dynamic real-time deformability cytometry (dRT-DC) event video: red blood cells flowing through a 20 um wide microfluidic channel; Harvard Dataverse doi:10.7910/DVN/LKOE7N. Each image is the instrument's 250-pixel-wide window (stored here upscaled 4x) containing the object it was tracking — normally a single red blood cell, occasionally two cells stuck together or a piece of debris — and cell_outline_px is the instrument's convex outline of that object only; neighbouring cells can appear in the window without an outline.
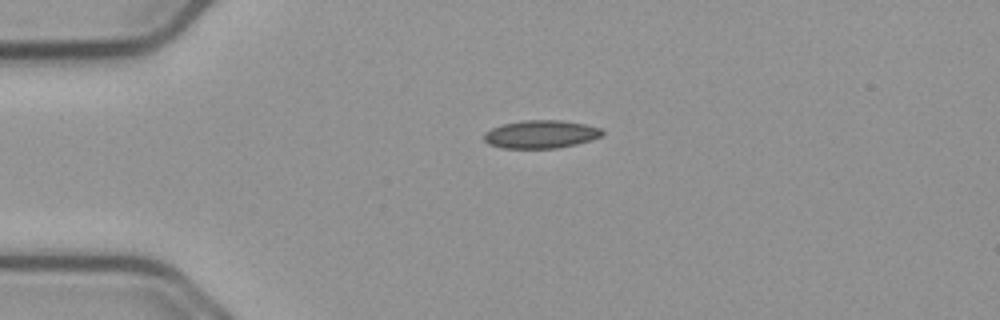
{"species": "common noctule bat (a hibernating species)", "species_latin": "Nyctalus noctula", "temperature_condition": "cold", "stored_images_in_passage": 43, "camera_frame_rate_fps": 3000, "um_per_image_px": 0.085, "animal": {"sex": "male", "body_mass_g": 23.1, "forearm_length_mm": 52.7}, "frame": {"image": 1, "passage_image": 1, "time_ms": 0.0, "image_size_px": [1000, 320], "cell_outline_px": [[604, 132], [600, 136], [592, 140], [576, 144], [556, 148], [504, 148], [488, 144], [484, 140], [484, 132], [492, 128], [504, 124], [524, 120], [560, 120], [584, 124], [600, 128]], "centroid_in_image_um": [45.96, 11.41], "position_along_channel_um": 39.0, "area_um2": 19.19}}
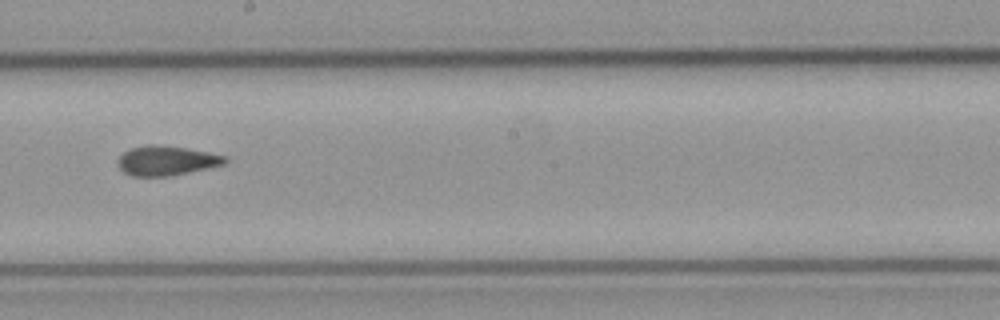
{"frame": {"image": 2, "passage_image": 19, "time_ms": 6.0, "image_size_px": [1000, 320], "cell_outline_px": [[228, 160], [224, 164], [208, 168], [168, 176], [132, 176], [124, 172], [116, 164], [116, 160], [124, 152], [132, 148], [148, 144], [156, 144], [188, 148], [228, 156]], "centroid_in_image_um": [14.15, 13.64], "position_along_channel_um": 234.1, "area_um2": 18.55}}
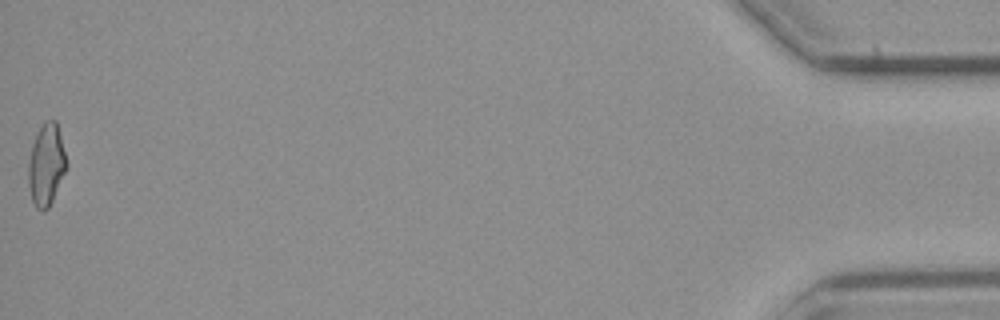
{"frame": {"image": 3, "passage_image": 43, "time_ms": 14.0, "image_size_px": [1000, 320], "cell_outline_px": [[68, 164], [52, 200], [48, 208], [44, 212], [36, 208], [32, 200], [28, 184], [28, 164], [32, 144], [44, 120], [56, 120]], "centroid_in_image_um": [3.92, 14.01], "position_along_channel_um": 431.3, "area_um2": 17.98}, "authors_computed_cell_mechanics": {"area_um2": 18.4382, "velocity_mm_per_s": 3.7557, "shape_relaxation_time_tau1_ms": null, "shape_relaxation_time_tau2_ms": 2.3344, "deformation_change_tau1": null, "deformation_change_tau2": 0.0897}}